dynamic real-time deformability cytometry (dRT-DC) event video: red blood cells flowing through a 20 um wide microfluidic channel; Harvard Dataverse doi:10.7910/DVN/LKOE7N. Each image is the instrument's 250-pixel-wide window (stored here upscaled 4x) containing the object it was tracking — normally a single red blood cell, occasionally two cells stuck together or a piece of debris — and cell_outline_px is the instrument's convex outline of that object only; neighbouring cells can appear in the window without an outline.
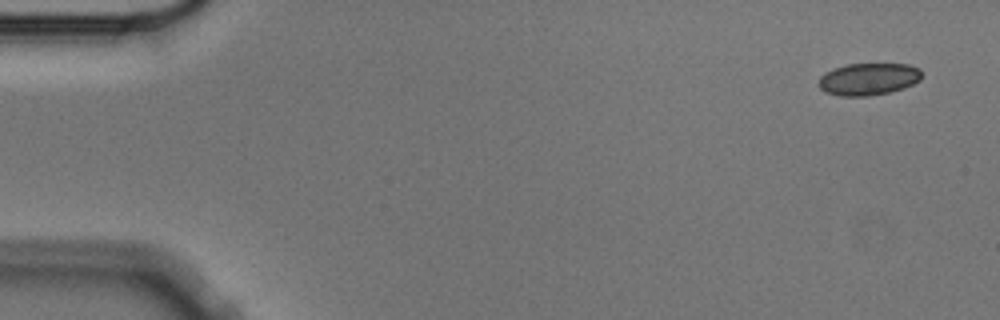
{"species": "Egyptian fruit bat (a non-hibernating species)", "species_latin": "Rousettus aegyptiacus", "temperature_condition": "cold", "stored_images_in_passage": 5, "camera_frame_rate_fps": 3000, "um_per_image_px": 0.085, "animal": {"sex": "male"}, "frame": {"image": 1, "passage_image": 1, "time_ms": 0.0, "image_size_px": [1000, 320], "cell_outline_px": [[920, 80], [904, 88], [888, 92], [868, 96], [840, 96], [824, 92], [816, 84], [820, 76], [824, 72], [848, 64], [908, 64], [920, 68]], "centroid_in_image_um": [73.77, 6.73], "position_along_channel_um": 11.2, "area_um2": 19.36}}
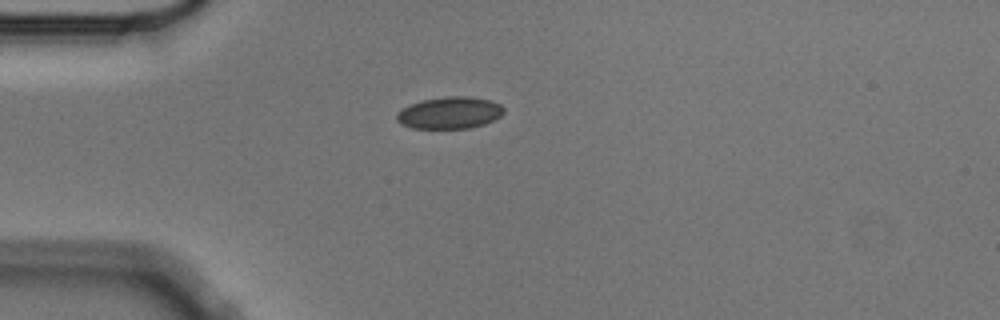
{"frame": {"image": 2, "passage_image": 4, "time_ms": 1.0, "image_size_px": [1000, 320], "cell_outline_px": [[504, 112], [500, 116], [484, 124], [468, 128], [412, 128], [400, 124], [396, 120], [396, 112], [420, 100], [448, 96], [468, 96], [492, 100], [500, 104], [504, 108]], "centroid_in_image_um": [38.21, 9.58], "position_along_channel_um": 46.8, "area_um2": 19.94}}
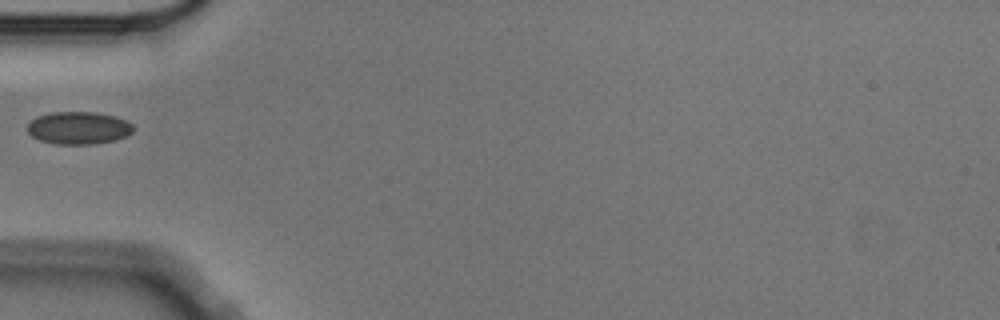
{"frame": {"image": 3, "passage_image": 5, "time_ms": 1.333, "image_size_px": [1000, 320], "cell_outline_px": [[132, 132], [128, 136], [112, 140], [92, 144], [56, 144], [40, 140], [32, 136], [28, 132], [28, 124], [36, 116], [52, 112], [96, 112], [116, 116], [128, 120], [132, 124]], "centroid_in_image_um": [6.69, 10.86], "position_along_channel_um": 78.3, "area_um2": 20.11}}